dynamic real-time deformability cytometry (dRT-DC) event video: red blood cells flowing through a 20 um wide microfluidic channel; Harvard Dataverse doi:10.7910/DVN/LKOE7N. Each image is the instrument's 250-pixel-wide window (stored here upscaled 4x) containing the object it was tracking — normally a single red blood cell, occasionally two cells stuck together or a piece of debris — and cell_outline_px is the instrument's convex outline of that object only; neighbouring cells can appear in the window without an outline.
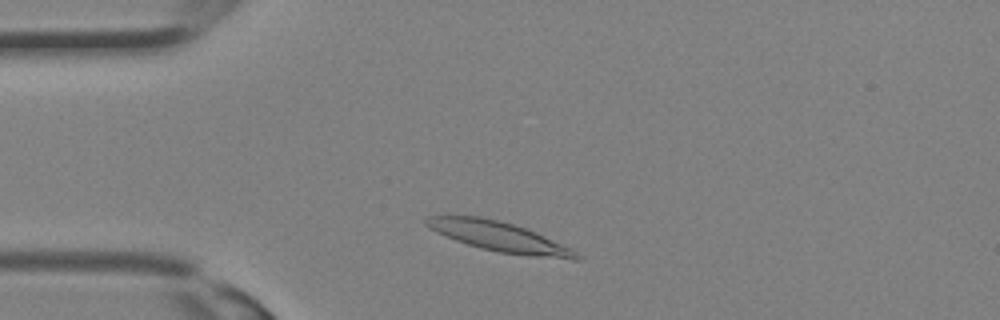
{"species": "Egyptian fruit bat (a non-hibernating species)", "species_latin": "Rousettus aegyptiacus", "temperature_condition": "room temperature", "stored_images_in_passage": 27, "camera_frame_rate_fps": 3000, "um_per_image_px": 0.085, "animal": {"sex": "female"}, "frame": {"image": 1, "passage_image": 3, "time_ms": 0.667, "image_size_px": [1000, 320], "cell_outline_px": [[580, 260], [572, 260], [528, 256], [500, 252], [480, 248], [456, 240], [436, 232], [428, 228], [424, 224], [424, 220], [428, 216], [480, 216], [512, 224], [524, 228], [572, 248], [580, 256]], "centroid_in_image_um": [42.43, 20.13], "position_along_channel_um": 42.6, "area_um2": 25.78}}
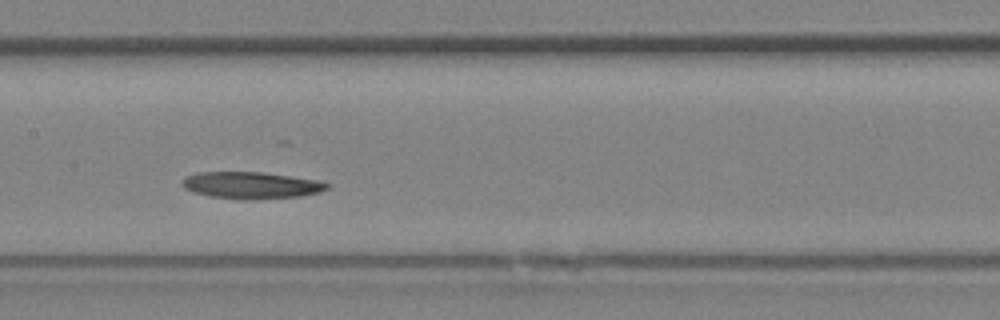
{"frame": {"image": 2, "passage_image": 11, "time_ms": 3.333, "image_size_px": [1000, 320], "cell_outline_px": [[328, 188], [320, 192], [300, 196], [252, 200], [240, 200], [208, 196], [192, 192], [184, 188], [180, 184], [180, 180], [184, 176], [200, 172], [264, 172], [316, 180], [328, 184]], "centroid_in_image_um": [21.26, 15.75], "position_along_channel_um": 186.1, "area_um2": 22.89}}
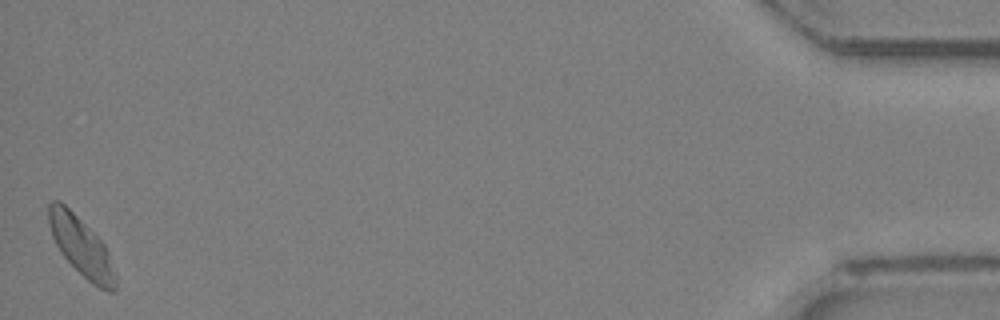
{"frame": {"image": 3, "passage_image": 27, "time_ms": 8.667, "image_size_px": [1000, 320], "cell_outline_px": [[116, 292], [108, 292], [92, 284], [60, 252], [52, 236], [48, 224], [48, 204], [52, 200], [60, 200], [104, 244], [108, 252], [116, 272]], "centroid_in_image_um": [6.91, 20.98], "position_along_channel_um": 428.3, "area_um2": 22.6}}